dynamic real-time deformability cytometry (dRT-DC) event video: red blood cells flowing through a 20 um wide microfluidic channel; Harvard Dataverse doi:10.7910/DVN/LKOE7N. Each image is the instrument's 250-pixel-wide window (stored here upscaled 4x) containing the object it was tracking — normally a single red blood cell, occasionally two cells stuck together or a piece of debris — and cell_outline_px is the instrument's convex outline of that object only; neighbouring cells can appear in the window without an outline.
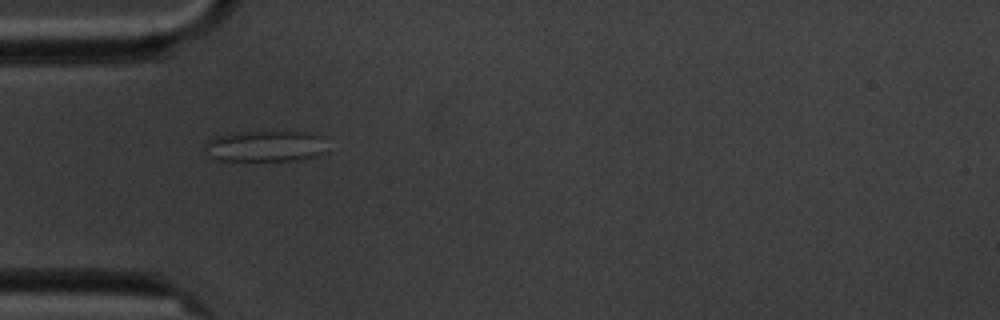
{"species": "common noctule bat (a hibernating species)", "species_latin": "Nyctalus noctula", "temperature_condition": "cold", "stored_images_in_passage": 9, "camera_frame_rate_fps": 3000, "um_per_image_px": 0.085, "animal": {"sex": "male", "body_mass_g": 20.1, "forearm_length_mm": 53.5}, "frame": {"image": 1, "passage_image": 6, "time_ms": 5.667, "image_size_px": [1000, 320], "cell_outline_px": [[328, 152], [320, 156], [300, 160], [216, 160], [208, 156], [204, 148], [204, 144], [208, 140], [216, 136], [228, 132], [308, 132], [324, 136]], "centroid_in_image_um": [22.6, 12.42], "position_along_channel_um": 62.4, "area_um2": 22.72}}
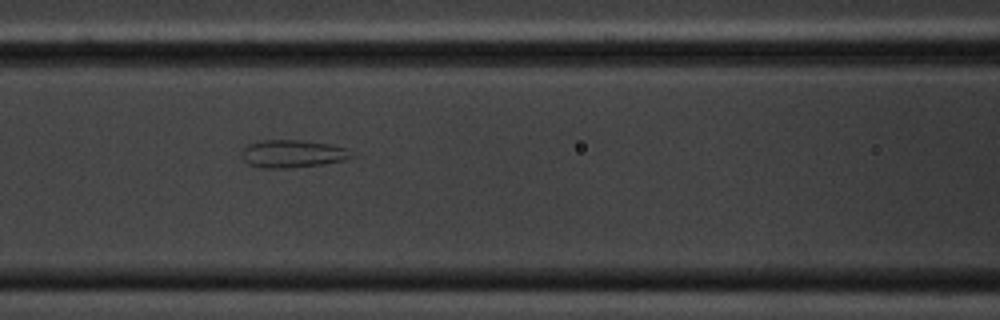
{"frame": {"image": 2, "passage_image": 8, "time_ms": 8.0, "image_size_px": [1000, 320], "cell_outline_px": [[352, 156], [344, 160], [324, 164], [284, 168], [264, 168], [248, 164], [244, 160], [244, 148], [248, 144], [260, 140], [304, 140], [328, 144], [348, 148]], "centroid_in_image_um": [24.88, 13.06], "position_along_channel_um": 141.7, "area_um2": 17.51}}
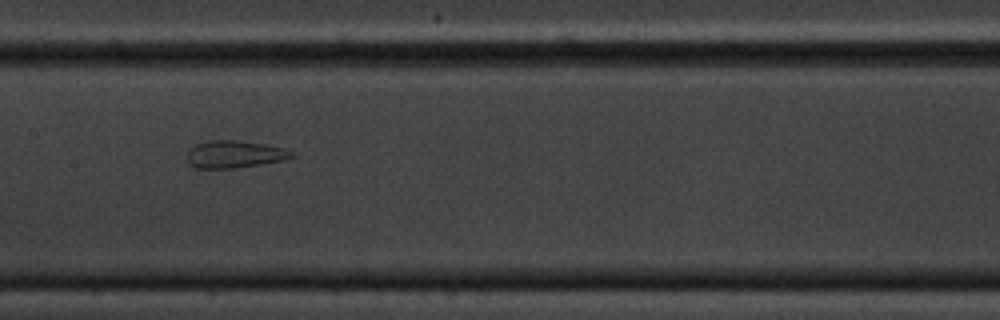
{"frame": {"image": 3, "passage_image": 9, "time_ms": 9.333, "image_size_px": [1000, 320], "cell_outline_px": [[296, 156], [284, 160], [260, 164], [232, 168], [196, 168], [188, 164], [188, 148], [196, 144], [208, 140], [236, 140], [264, 144], [284, 148], [296, 152]], "centroid_in_image_um": [19.95, 13.1], "position_along_channel_um": 187.5, "area_um2": 16.76}}